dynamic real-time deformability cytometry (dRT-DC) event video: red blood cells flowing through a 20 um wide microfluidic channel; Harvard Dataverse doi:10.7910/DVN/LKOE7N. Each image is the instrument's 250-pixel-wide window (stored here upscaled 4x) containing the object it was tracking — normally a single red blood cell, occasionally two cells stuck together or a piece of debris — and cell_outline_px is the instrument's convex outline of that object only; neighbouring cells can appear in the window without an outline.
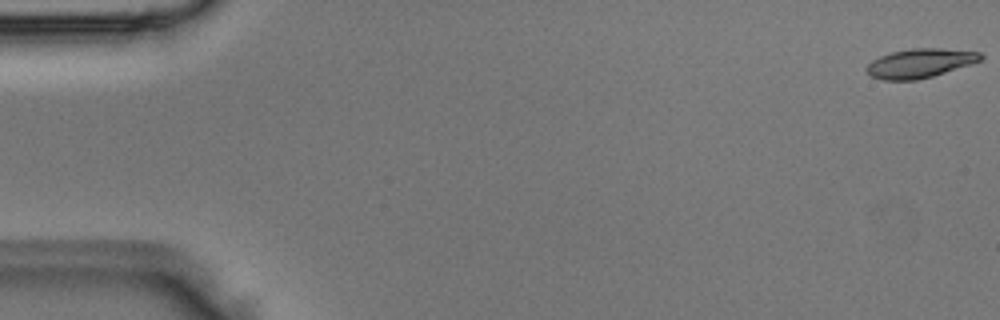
{"species": "Egyptian fruit bat (a non-hibernating species)", "species_latin": "Rousettus aegyptiacus", "temperature_condition": "room temperature", "stored_images_in_passage": 5, "camera_frame_rate_fps": 3000, "um_per_image_px": 0.085, "animal": {"sex": "male"}, "frame": {"image": 1, "passage_image": 1, "time_ms": 0.0, "image_size_px": [1000, 320], "cell_outline_px": [[984, 60], [932, 76], [916, 80], [884, 80], [872, 76], [864, 68], [872, 60], [880, 56], [892, 52], [912, 48], [940, 48], [980, 52], [984, 56]], "centroid_in_image_um": [78.22, 5.36], "position_along_channel_um": 6.8, "area_um2": 19.31}}
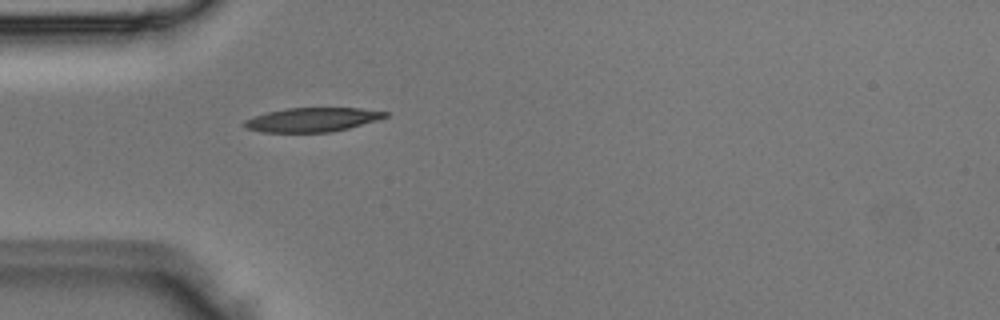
{"frame": {"image": 2, "passage_image": 5, "time_ms": 1.333, "image_size_px": [1000, 320], "cell_outline_px": [[388, 116], [376, 120], [348, 128], [332, 132], [260, 132], [244, 128], [240, 124], [244, 120], [268, 112], [288, 108], [360, 108], [388, 112]], "centroid_in_image_um": [26.49, 10.18], "position_along_channel_um": 58.5, "area_um2": 19.71}}